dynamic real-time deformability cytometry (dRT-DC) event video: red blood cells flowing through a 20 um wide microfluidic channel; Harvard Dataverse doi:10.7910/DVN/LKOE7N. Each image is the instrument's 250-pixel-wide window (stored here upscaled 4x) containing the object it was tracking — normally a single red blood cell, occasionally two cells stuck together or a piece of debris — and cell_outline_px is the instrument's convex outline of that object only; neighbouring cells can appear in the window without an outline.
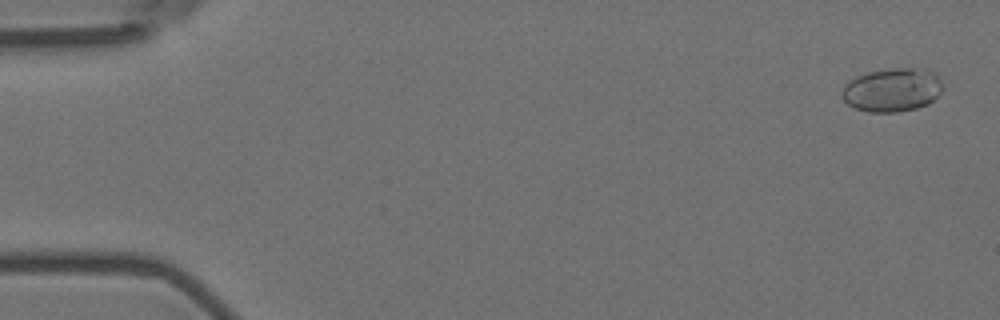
{"species": "Egyptian fruit bat (a non-hibernating species)", "species_latin": "Rousettus aegyptiacus", "temperature_condition": "room temperature", "stored_images_in_passage": 57, "camera_frame_rate_fps": 3000, "um_per_image_px": 0.085, "animal": {"sex": "female"}, "frame": {"image": 1, "passage_image": 2, "time_ms": 0.333, "image_size_px": [1000, 320], "cell_outline_px": [[944, 88], [928, 104], [916, 108], [900, 112], [868, 112], [856, 108], [848, 104], [844, 100], [840, 92], [844, 84], [848, 80], [856, 76], [868, 72], [892, 68], [928, 68], [936, 72], [940, 76], [944, 84]], "centroid_in_image_um": [75.87, 7.62], "position_along_channel_um": 9.1, "area_um2": 26.13}}
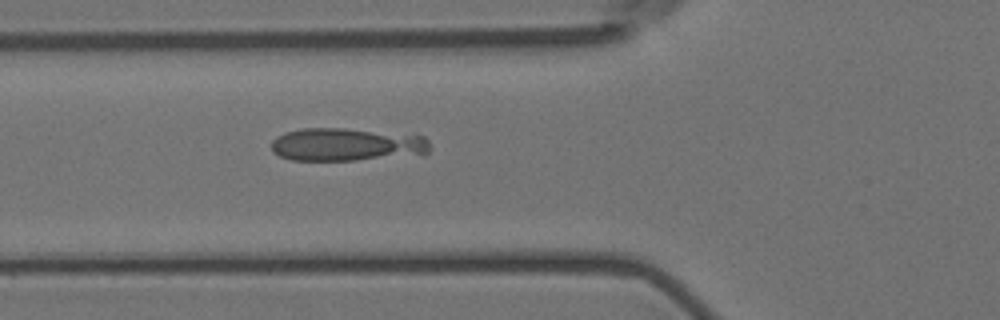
{"frame": {"image": 2, "passage_image": 21, "time_ms": 6.667, "image_size_px": [1000, 320], "cell_outline_px": [[428, 152], [424, 156], [356, 160], [292, 160], [280, 156], [272, 152], [272, 140], [276, 136], [284, 132], [300, 128], [344, 128], [424, 136], [428, 140]], "centroid_in_image_um": [29.48, 12.3], "position_along_channel_um": 96.3, "area_um2": 30.92}}
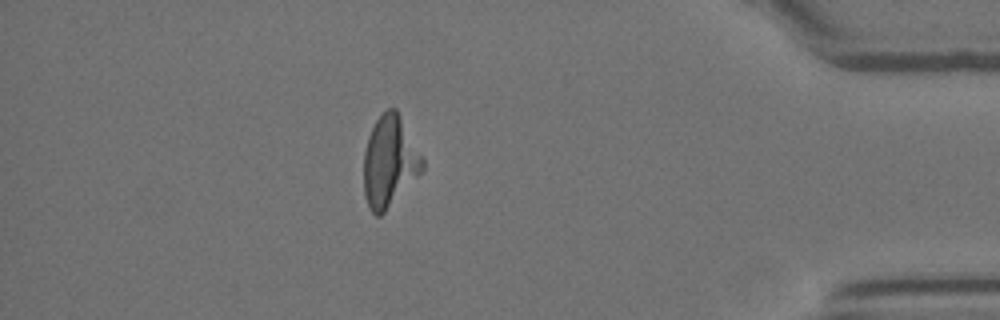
{"frame": {"image": 3, "passage_image": 50, "time_ms": 16.333, "image_size_px": [1000, 320], "cell_outline_px": [[424, 168], [384, 212], [380, 216], [376, 216], [372, 212], [364, 196], [364, 152], [368, 136], [376, 120], [388, 108], [396, 108], [424, 160]], "centroid_in_image_um": [33.09, 13.72], "position_along_channel_um": 402.1, "area_um2": 30.52}}